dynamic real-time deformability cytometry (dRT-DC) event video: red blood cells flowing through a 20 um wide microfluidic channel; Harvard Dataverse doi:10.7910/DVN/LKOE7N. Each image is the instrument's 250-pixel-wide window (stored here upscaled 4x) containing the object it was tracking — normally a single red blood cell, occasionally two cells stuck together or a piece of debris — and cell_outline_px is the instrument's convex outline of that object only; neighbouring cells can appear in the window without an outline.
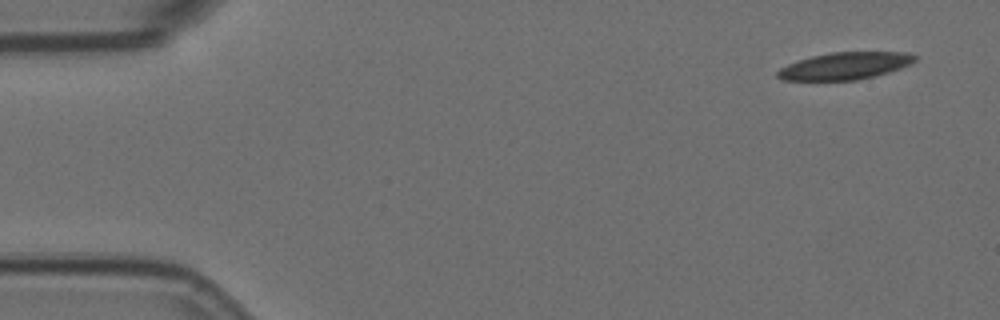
{"species": "Egyptian fruit bat (a non-hibernating species)", "species_latin": "Rousettus aegyptiacus", "temperature_condition": "room temperature", "stored_images_in_passage": 4, "camera_frame_rate_fps": 3000, "um_per_image_px": 0.085, "animal": {"sex": "female"}, "frame": {"image": 1, "passage_image": 1, "time_ms": 0.0, "image_size_px": [1000, 320], "cell_outline_px": [[916, 60], [912, 64], [888, 72], [856, 80], [780, 80], [776, 76], [776, 72], [780, 68], [788, 64], [812, 56], [832, 52], [912, 52], [916, 56]], "centroid_in_image_um": [71.83, 5.59], "position_along_channel_um": 13.2, "area_um2": 21.68}}
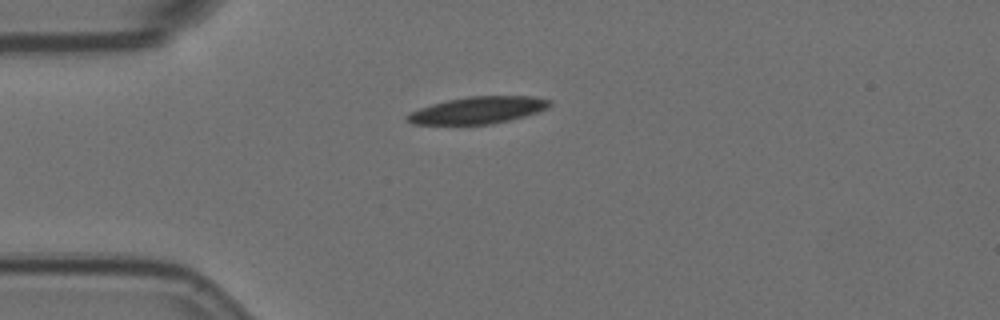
{"frame": {"image": 2, "passage_image": 4, "time_ms": 1.0, "image_size_px": [1000, 320], "cell_outline_px": [[552, 104], [548, 108], [524, 116], [508, 120], [488, 124], [412, 124], [404, 120], [404, 116], [408, 112], [432, 104], [448, 100], [468, 96], [532, 96], [552, 100]], "centroid_in_image_um": [40.59, 9.36], "position_along_channel_um": 44.4, "area_um2": 22.37}}